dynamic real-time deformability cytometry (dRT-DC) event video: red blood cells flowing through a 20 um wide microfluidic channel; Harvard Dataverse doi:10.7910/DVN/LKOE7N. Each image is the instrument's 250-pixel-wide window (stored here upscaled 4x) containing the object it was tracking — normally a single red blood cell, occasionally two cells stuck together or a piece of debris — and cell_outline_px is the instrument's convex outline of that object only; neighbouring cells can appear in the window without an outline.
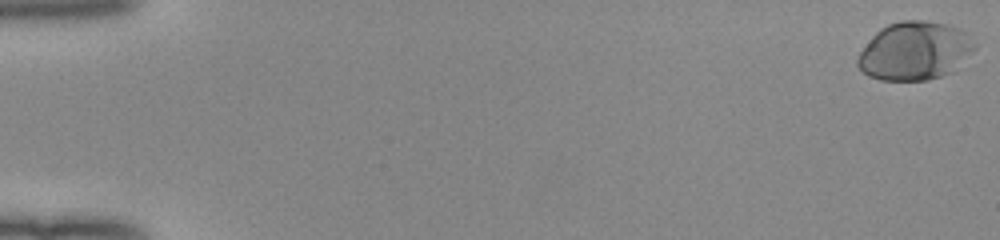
{"species": "human", "species_latin": "Homo sapiens", "temperature_condition": "room temperature", "stored_images_in_passage": 53, "camera_frame_rate_fps": 3000, "um_per_image_px": 0.085, "donor": {"sex": "female"}, "frame": {"image": 1, "passage_image": 1, "time_ms": 0.0, "image_size_px": [1000, 240], "cell_outline_px": [[976, 48], [952, 72], [928, 80], [880, 80], [868, 76], [856, 64], [856, 60], [860, 52], [872, 36], [880, 28], [888, 24], [900, 20], [928, 20], [948, 24], [960, 28], [976, 44]], "centroid_in_image_um": [77.74, 4.32], "position_along_channel_um": 7.3, "area_um2": 39.82}}
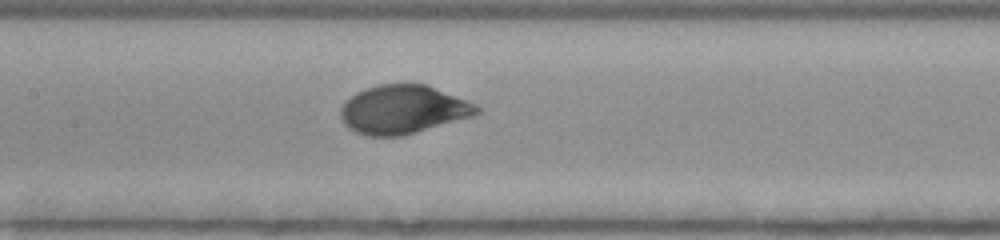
{"frame": {"image": 2, "passage_image": 27, "time_ms": 8.667, "image_size_px": [1000, 240], "cell_outline_px": [[480, 112], [476, 116], [416, 132], [400, 136], [364, 136], [348, 128], [344, 124], [340, 116], [340, 108], [356, 92], [364, 88], [380, 84], [428, 84], [476, 104], [480, 108]], "centroid_in_image_um": [34.28, 9.31], "position_along_channel_um": 173.1, "area_um2": 38.78}}
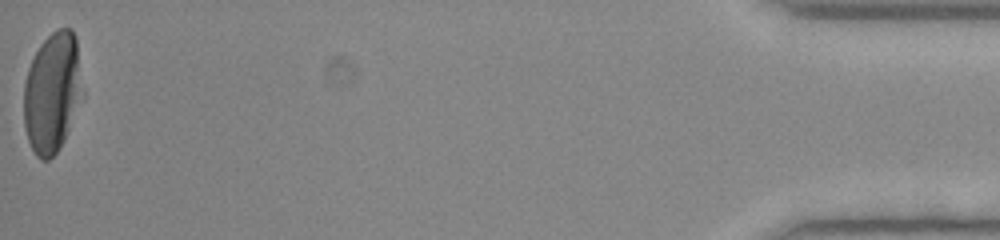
{"frame": {"image": 3, "passage_image": 53, "time_ms": 17.333, "image_size_px": [1000, 240], "cell_outline_px": [[84, 96], [64, 140], [60, 148], [48, 160], [40, 160], [36, 156], [28, 140], [24, 128], [24, 84], [28, 68], [40, 44], [56, 28], [72, 28], [76, 36], [84, 92]], "centroid_in_image_um": [4.47, 7.85], "position_along_channel_um": 430.7, "area_um2": 41.73}, "authors_computed_cell_mechanics": {"area_um2": 38.8994, "velocity_mm_per_s": 3.9937, "shape_relaxation_time_tau1_ms": 2.7245, "shape_relaxation_time_tau2_ms": null, "deformation_change_tau1": 0.1708, "deformation_change_tau2": null}}